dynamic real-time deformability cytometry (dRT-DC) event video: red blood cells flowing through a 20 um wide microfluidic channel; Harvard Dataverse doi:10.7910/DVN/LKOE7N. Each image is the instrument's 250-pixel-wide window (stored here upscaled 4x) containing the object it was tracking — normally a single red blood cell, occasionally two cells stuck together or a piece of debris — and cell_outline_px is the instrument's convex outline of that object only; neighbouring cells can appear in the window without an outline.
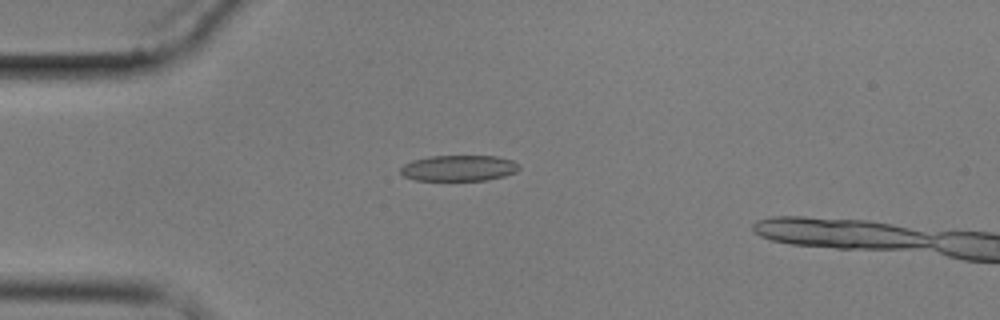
{"species": "common noctule bat (a hibernating species)", "species_latin": "Nyctalus noctula", "temperature_condition": "cold", "stored_images_in_passage": 13, "camera_frame_rate_fps": 3000, "um_per_image_px": 0.085, "animal": {"sex": "male", "body_mass_g": 17.9}, "frame": {"image": 1, "passage_image": 3, "time_ms": 4.0, "image_size_px": [1000, 320], "cell_outline_px": [[520, 168], [516, 172], [504, 176], [488, 180], [416, 180], [404, 176], [400, 172], [400, 168], [404, 164], [412, 160], [432, 156], [496, 156], [512, 160], [520, 164]], "centroid_in_image_um": [39.02, 14.29], "position_along_channel_um": 46.0, "area_um2": 17.92}}
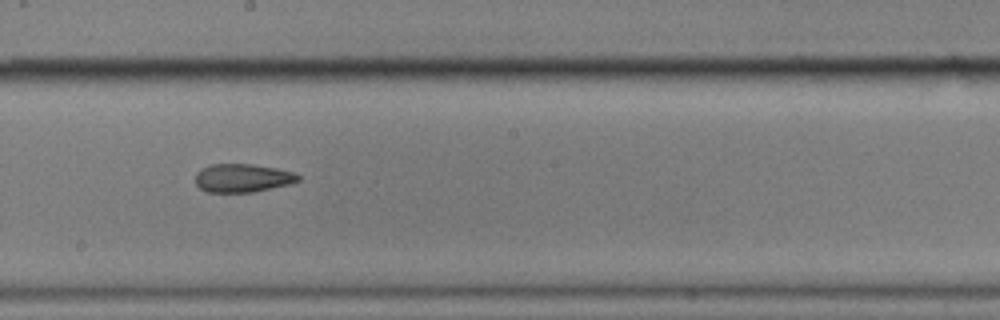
{"frame": {"image": 2, "passage_image": 8, "time_ms": 9.667, "image_size_px": [1000, 320], "cell_outline_px": [[300, 180], [292, 184], [252, 192], [208, 192], [200, 188], [196, 184], [196, 172], [200, 168], [212, 164], [252, 164], [276, 168], [292, 172], [300, 176]], "centroid_in_image_um": [20.61, 15.13], "position_along_channel_um": 227.6, "area_um2": 17.05}}
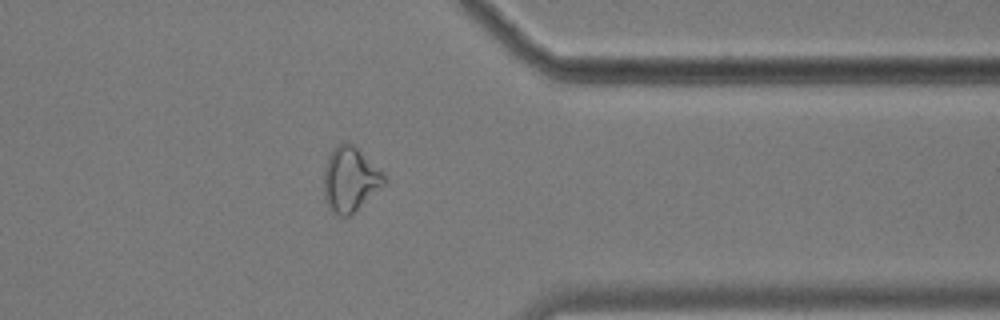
{"frame": {"image": 3, "passage_image": 12, "time_ms": 14.333, "image_size_px": [1000, 320], "cell_outline_px": [[388, 180], [352, 216], [340, 216], [332, 212], [324, 196], [324, 168], [328, 156], [332, 148], [344, 140], [352, 144], [384, 172]], "centroid_in_image_um": [29.77, 15.24], "position_along_channel_um": 381.6, "area_um2": 23.0}}